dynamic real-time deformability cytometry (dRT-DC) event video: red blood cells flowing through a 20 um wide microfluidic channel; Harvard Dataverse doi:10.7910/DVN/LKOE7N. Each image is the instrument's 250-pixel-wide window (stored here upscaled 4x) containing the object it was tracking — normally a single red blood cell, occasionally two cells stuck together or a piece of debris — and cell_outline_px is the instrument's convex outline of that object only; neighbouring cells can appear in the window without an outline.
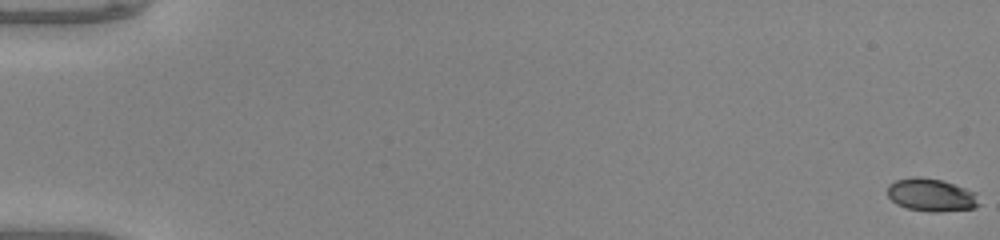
{"species": "common noctule bat (a hibernating species)", "species_latin": "Nyctalus noctula", "temperature_condition": "warm", "stored_images_in_passage": 51, "camera_frame_rate_fps": 3000, "um_per_image_px": 0.085, "animal": {"sex": "male", "body_mass_g": 20.0, "forearm_length_mm": 53.3}, "frame": {"image": 1, "passage_image": 1, "time_ms": 0.0, "image_size_px": [1000, 240], "cell_outline_px": [[980, 204], [976, 208], [940, 212], [928, 212], [908, 208], [896, 204], [888, 196], [888, 184], [896, 180], [912, 176], [920, 176], [940, 180], [976, 192]], "centroid_in_image_um": [79.16, 16.58], "position_along_channel_um": 5.8, "area_um2": 17.63}}
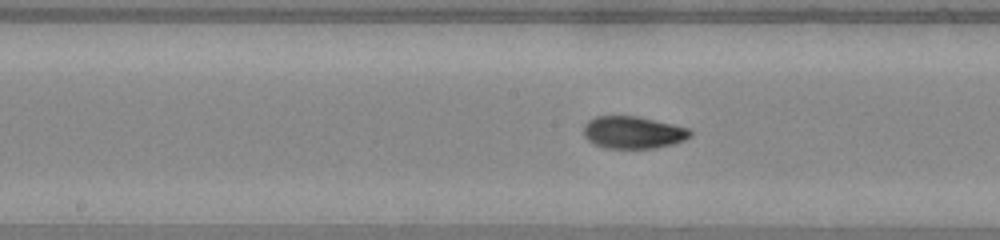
{"frame": {"image": 2, "passage_image": 28, "time_ms": 9.0, "image_size_px": [1000, 240], "cell_outline_px": [[692, 136], [684, 140], [672, 144], [652, 148], [604, 148], [588, 140], [584, 136], [584, 124], [588, 120], [596, 116], [636, 116], [672, 124], [688, 128], [692, 132]], "centroid_in_image_um": [53.8, 11.25], "position_along_channel_um": 194.4, "area_um2": 19.94}}
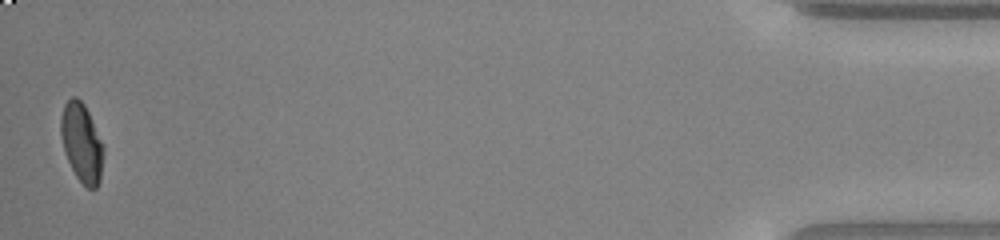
{"frame": {"image": 3, "passage_image": 51, "time_ms": 16.667, "image_size_px": [1000, 240], "cell_outline_px": [[104, 152], [100, 180], [96, 188], [88, 188], [76, 176], [64, 152], [60, 136], [60, 120], [64, 104], [72, 96], [76, 96], [84, 104], [104, 144]], "centroid_in_image_um": [6.94, 12.11], "position_along_channel_um": 428.3, "area_um2": 19.65}, "authors_computed_cell_mechanics": {"area_um2": 19.7676, "velocity_mm_per_s": 4.1709, "shape_relaxation_time_tau1_ms": 4.4188, "shape_relaxation_time_tau2_ms": 0.9909, "deformation_change_tau1": 0.1928, "deformation_change_tau2": 0.0489}}